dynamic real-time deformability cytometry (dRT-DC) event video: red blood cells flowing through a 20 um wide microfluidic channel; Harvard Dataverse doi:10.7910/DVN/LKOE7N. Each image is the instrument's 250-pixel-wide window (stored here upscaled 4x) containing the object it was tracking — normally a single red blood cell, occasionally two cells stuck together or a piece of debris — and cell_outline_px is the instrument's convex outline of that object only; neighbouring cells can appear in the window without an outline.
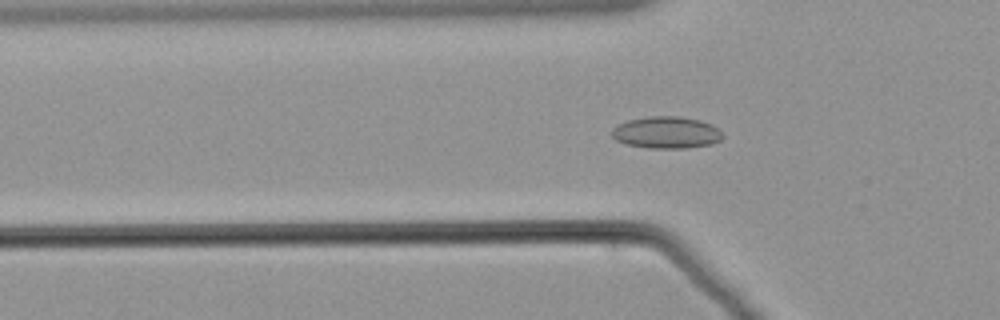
{"species": "common noctule bat (a hibernating species)", "species_latin": "Nyctalus noctula", "temperature_condition": "warm", "stored_images_in_passage": 62, "camera_frame_rate_fps": 3000, "um_per_image_px": 0.085, "animal": {"sex": "male", "body_mass_g": 21.5, "forearm_length_mm": 52.0}, "frame": {"image": 1, "passage_image": 21, "time_ms": 6.667, "image_size_px": [1000, 320], "cell_outline_px": [[724, 136], [720, 140], [712, 144], [688, 148], [648, 148], [628, 144], [616, 140], [612, 136], [612, 128], [628, 120], [648, 116], [680, 116], [700, 120], [712, 124]], "centroid_in_image_um": [56.66, 11.26], "position_along_channel_um": 69.1, "area_um2": 20.58}}
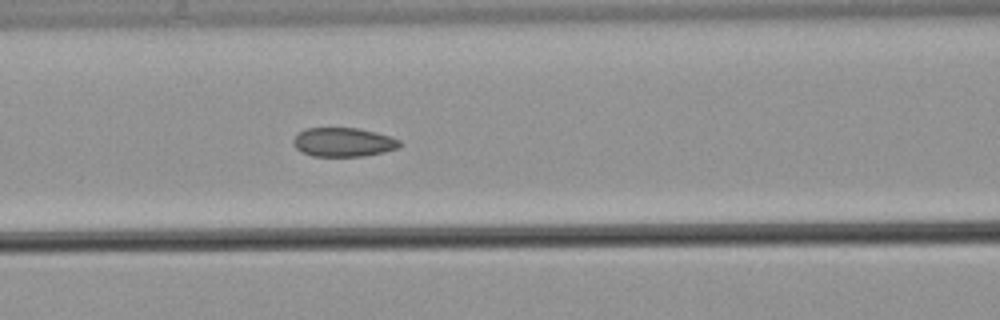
{"frame": {"image": 2, "passage_image": 27, "time_ms": 8.667, "image_size_px": [1000, 320], "cell_outline_px": [[400, 144], [396, 148], [384, 152], [364, 156], [312, 156], [296, 148], [292, 144], [292, 140], [300, 132], [308, 128], [356, 128], [376, 132], [400, 140]], "centroid_in_image_um": [29.17, 12.09], "position_along_channel_um": 137.4, "area_um2": 17.74}}
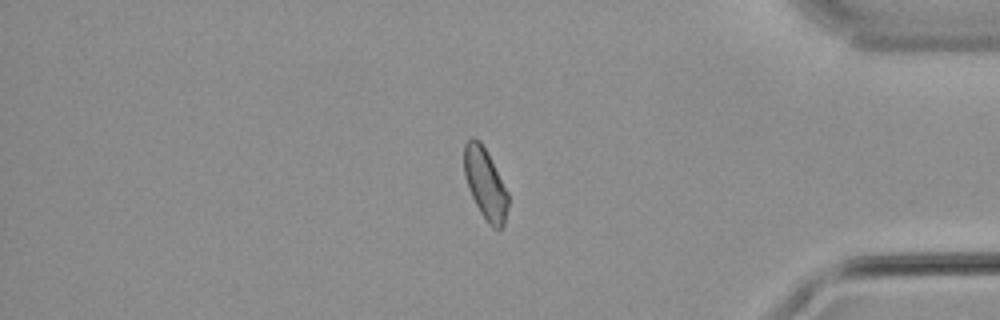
{"frame": {"image": 3, "passage_image": 52, "time_ms": 17.0, "image_size_px": [1000, 320], "cell_outline_px": [[508, 204], [504, 224], [500, 228], [492, 228], [488, 224], [480, 212], [468, 188], [464, 176], [464, 144], [472, 136], [480, 140], [508, 192]], "centroid_in_image_um": [41.23, 15.62], "position_along_channel_um": 394.0, "area_um2": 17.98}}